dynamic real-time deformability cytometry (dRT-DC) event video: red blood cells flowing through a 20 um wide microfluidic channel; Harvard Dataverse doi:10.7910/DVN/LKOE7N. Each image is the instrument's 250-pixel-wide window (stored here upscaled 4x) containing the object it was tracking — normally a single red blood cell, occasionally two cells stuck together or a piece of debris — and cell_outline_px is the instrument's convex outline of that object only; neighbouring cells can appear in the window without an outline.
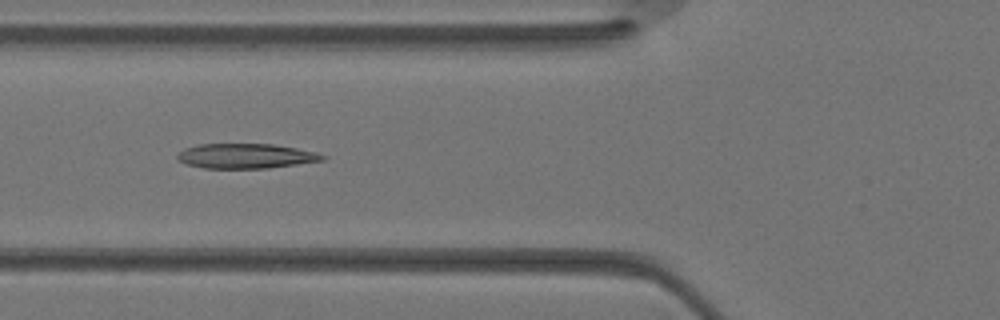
{"species": "Egyptian fruit bat (a non-hibernating species)", "species_latin": "Rousettus aegyptiacus", "temperature_condition": "warm", "stored_images_in_passage": 29, "camera_frame_rate_fps": 3000, "um_per_image_px": 0.085, "animal": {"sex": "female"}, "frame": {"image": 1, "passage_image": 9, "time_ms": 2.667, "image_size_px": [1000, 320], "cell_outline_px": [[308, 160], [284, 164], [244, 168], [216, 168], [196, 164], [200, 148], [212, 144], [256, 144], [288, 148], [300, 152], [308, 156]], "centroid_in_image_um": [20.98, 13.25], "position_along_channel_um": 104.8, "area_um2": 15.43}}
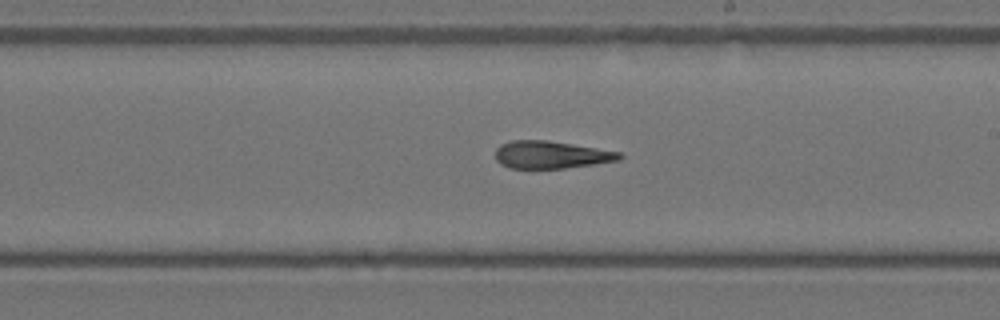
{"frame": {"image": 2, "passage_image": 16, "time_ms": 5.0, "image_size_px": [1000, 320], "cell_outline_px": [[620, 156], [608, 160], [552, 168], [520, 168], [508, 164], [500, 160], [500, 152], [508, 144], [560, 144], [612, 152]], "centroid_in_image_um": [46.84, 13.23], "position_along_channel_um": 242.2, "area_um2": 15.49}}
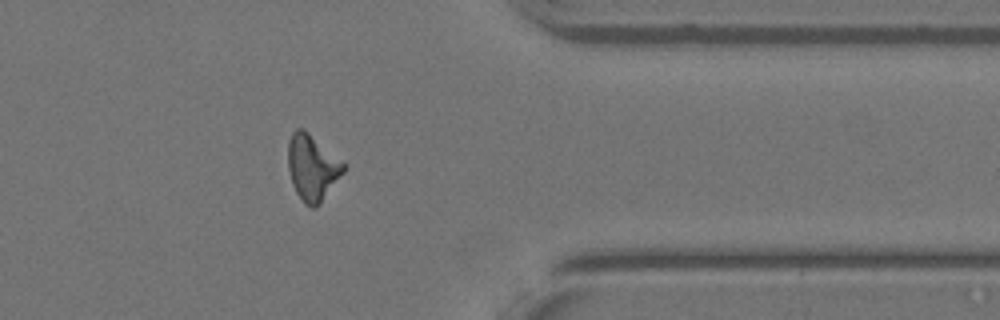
{"frame": {"image": 3, "passage_image": 24, "time_ms": 7.667, "image_size_px": [1000, 320], "cell_outline_px": [[344, 168], [316, 204], [308, 204], [304, 200], [296, 188], [292, 176], [292, 140], [300, 132], [304, 132], [344, 164]], "centroid_in_image_um": [26.6, 14.29], "position_along_channel_um": 384.8, "area_um2": 17.28}}